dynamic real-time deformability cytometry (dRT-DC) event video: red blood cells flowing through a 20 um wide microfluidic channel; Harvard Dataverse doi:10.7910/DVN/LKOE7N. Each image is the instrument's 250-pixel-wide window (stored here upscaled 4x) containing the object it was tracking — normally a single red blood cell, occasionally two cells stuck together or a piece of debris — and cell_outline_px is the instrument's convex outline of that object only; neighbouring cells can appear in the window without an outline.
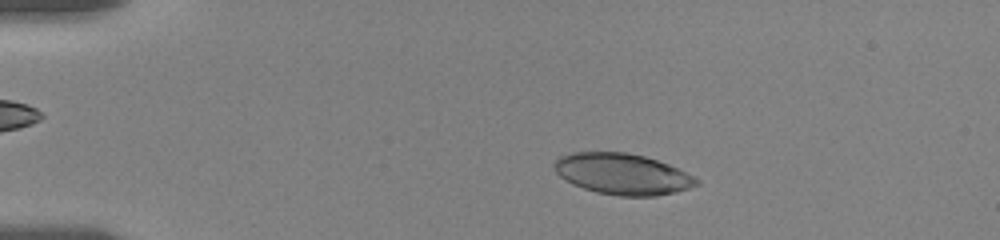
{"species": "human", "species_latin": "Homo sapiens", "temperature_condition": "room temperature", "stored_images_in_passage": 96, "camera_frame_rate_fps": 3000, "um_per_image_px": 0.085, "donor": {"sex": "female"}, "frame": {"image": 1, "passage_image": 15, "time_ms": 3.333, "image_size_px": [1000, 240], "cell_outline_px": [[700, 184], [676, 192], [656, 196], [620, 196], [596, 192], [572, 184], [560, 176], [556, 172], [552, 164], [560, 156], [572, 152], [628, 152], [644, 156], [668, 164], [700, 180]], "centroid_in_image_um": [52.89, 14.79], "position_along_channel_um": 32.1, "area_um2": 33.93}}
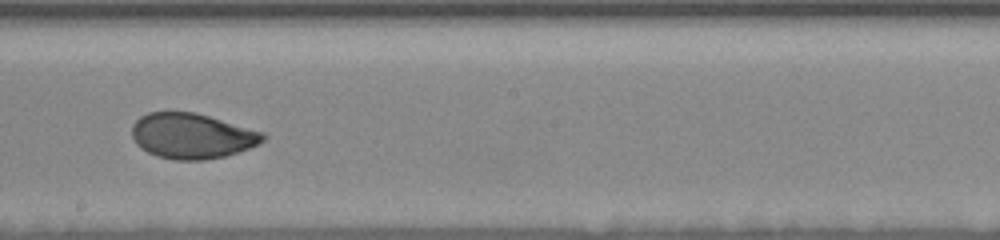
{"frame": {"image": 2, "passage_image": 47, "time_ms": 10.667, "image_size_px": [1000, 240], "cell_outline_px": [[264, 140], [260, 144], [224, 156], [204, 160], [172, 160], [156, 156], [140, 148], [136, 144], [132, 136], [132, 124], [140, 116], [148, 112], [196, 112], [264, 132]], "centroid_in_image_um": [16.28, 11.55], "position_along_channel_um": 231.9, "area_um2": 34.74}}
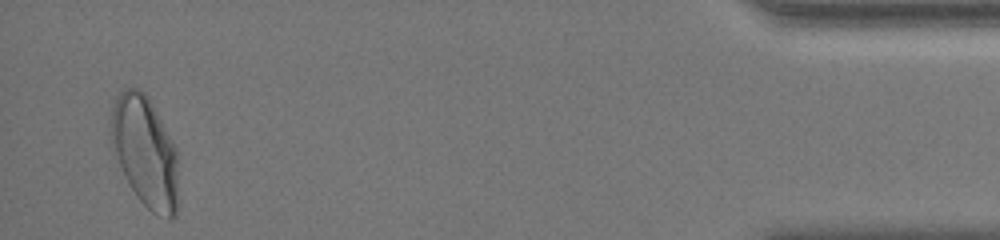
{"frame": {"image": 3, "passage_image": 93, "time_ms": 18.0, "image_size_px": [1000, 240], "cell_outline_px": [[176, 216], [168, 220], [152, 212], [136, 196], [128, 184], [124, 176], [112, 148], [112, 108], [120, 92], [124, 88], [136, 88], [144, 92], [148, 96], [172, 140], [176, 148]], "centroid_in_image_um": [12.32, 12.91], "position_along_channel_um": 422.9, "area_um2": 42.83}, "authors_computed_cell_mechanics": {"area_um2": 35.1424, "velocity_mm_per_s": 3.5444, "shape_relaxation_time_tau1_ms": 4.6662, "shape_relaxation_time_tau2_ms": null, "deformation_change_tau1": 0.1486, "deformation_change_tau2": null}}